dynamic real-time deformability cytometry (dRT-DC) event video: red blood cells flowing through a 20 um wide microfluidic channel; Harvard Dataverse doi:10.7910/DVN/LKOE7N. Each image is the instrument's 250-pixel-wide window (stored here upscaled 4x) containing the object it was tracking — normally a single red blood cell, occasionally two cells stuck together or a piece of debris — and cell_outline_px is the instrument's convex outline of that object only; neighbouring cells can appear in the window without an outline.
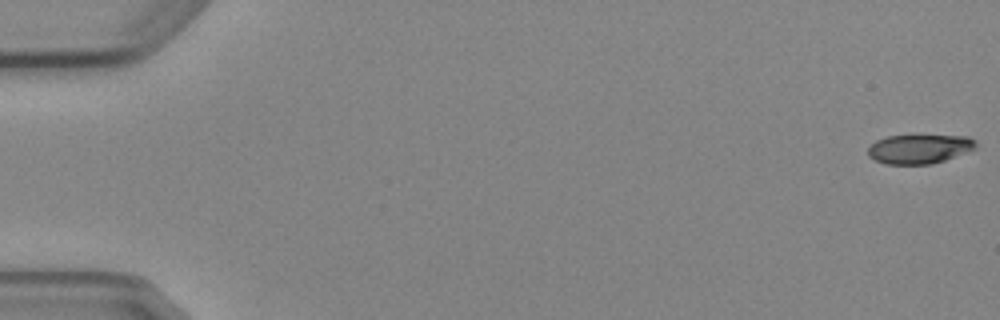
{"species": "Egyptian fruit bat (a non-hibernating species)", "species_latin": "Rousettus aegyptiacus", "temperature_condition": "cold", "stored_images_in_passage": 6, "camera_frame_rate_fps": 3000, "um_per_image_px": 0.085, "animal": {"sex": "female"}, "frame": {"image": 1, "passage_image": 1, "time_ms": 0.0, "image_size_px": [1000, 320], "cell_outline_px": [[976, 148], [944, 160], [932, 164], [884, 164], [868, 156], [868, 148], [876, 140], [888, 136], [968, 136], [976, 140]], "centroid_in_image_um": [78.13, 12.66], "position_along_channel_um": 6.9, "area_um2": 18.15}}
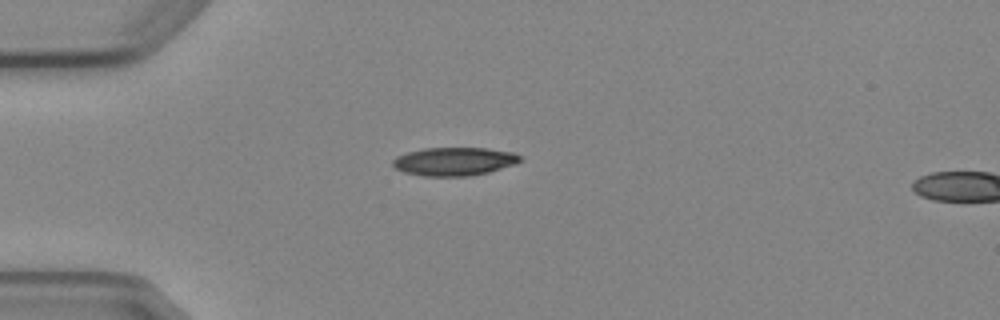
{"frame": {"image": 2, "passage_image": 5, "time_ms": 4.667, "image_size_px": [1000, 320], "cell_outline_px": [[524, 160], [516, 164], [488, 172], [468, 176], [424, 176], [404, 172], [396, 168], [392, 164], [392, 160], [396, 156], [408, 152], [424, 148], [488, 148], [516, 152]], "centroid_in_image_um": [38.65, 13.71], "position_along_channel_um": 46.4, "area_um2": 21.15}}